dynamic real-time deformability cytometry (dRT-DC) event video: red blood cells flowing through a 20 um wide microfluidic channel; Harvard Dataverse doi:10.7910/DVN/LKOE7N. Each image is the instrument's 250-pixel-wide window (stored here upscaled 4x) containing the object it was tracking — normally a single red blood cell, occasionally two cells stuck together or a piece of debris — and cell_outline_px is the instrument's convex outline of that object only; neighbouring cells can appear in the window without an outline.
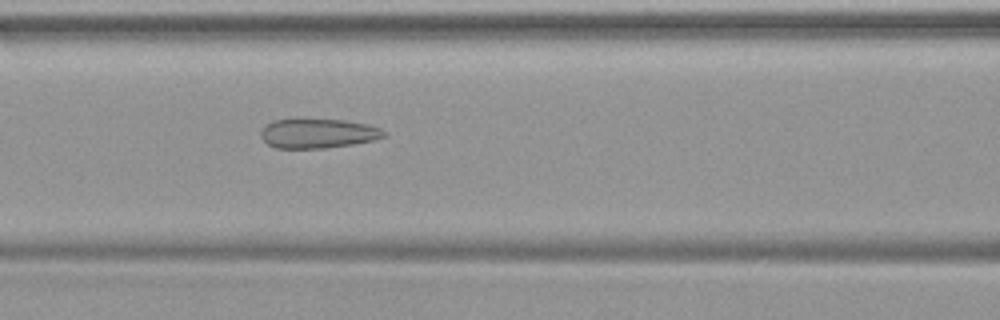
{"species": "common noctule bat (a hibernating species)", "species_latin": "Nyctalus noctula", "temperature_condition": "warm", "stored_images_in_passage": 48, "camera_frame_rate_fps": 3000, "um_per_image_px": 0.085, "animal": {"sex": "female", "body_mass_g": 19.9}, "frame": {"image": 1, "passage_image": 21, "time_ms": 6.667, "image_size_px": [1000, 320], "cell_outline_px": [[388, 136], [376, 140], [352, 144], [324, 148], [276, 148], [268, 144], [260, 136], [260, 132], [272, 120], [296, 116], [300, 116], [344, 120], [368, 124], [380, 128], [388, 132]], "centroid_in_image_um": [27.04, 11.29], "position_along_channel_um": 139.6, "area_um2": 22.14}}
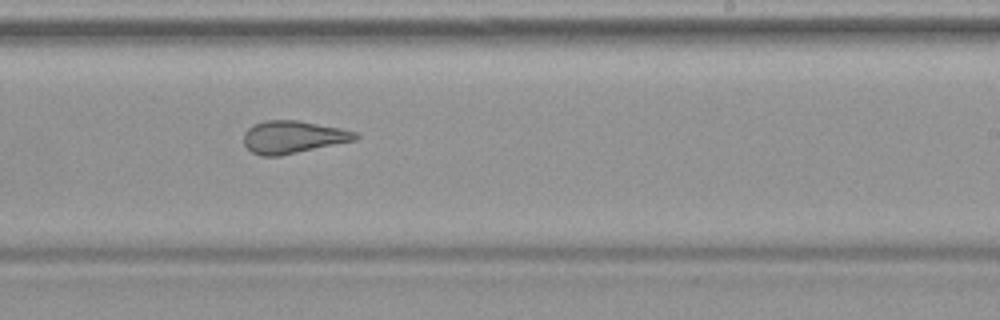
{"frame": {"image": 2, "passage_image": 30, "time_ms": 9.667, "image_size_px": [1000, 320], "cell_outline_px": [[360, 136], [356, 140], [280, 156], [260, 156], [252, 152], [244, 144], [244, 132], [252, 124], [264, 120], [296, 120], [340, 128], [356, 132]], "centroid_in_image_um": [24.88, 11.65], "position_along_channel_um": 264.1, "area_um2": 21.21}}
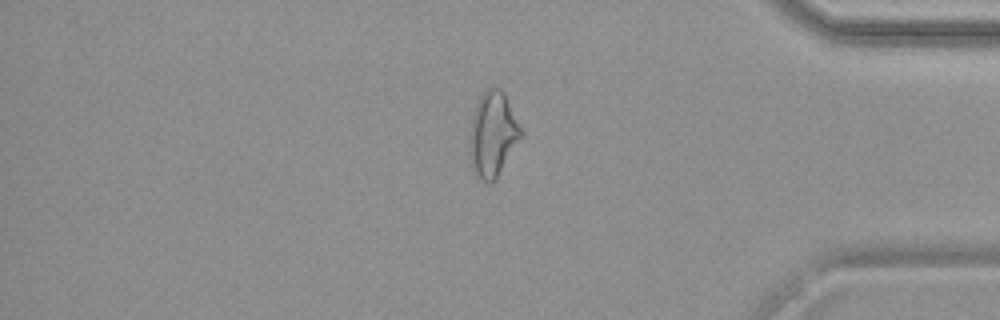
{"frame": {"image": 3, "passage_image": 41, "time_ms": 13.333, "image_size_px": [1000, 320], "cell_outline_px": [[520, 136], [496, 180], [492, 184], [488, 184], [476, 176], [472, 172], [468, 160], [468, 136], [472, 112], [476, 100], [492, 84], [500, 88], [504, 92], [520, 128]], "centroid_in_image_um": [41.78, 11.43], "position_along_channel_um": 393.4, "area_um2": 25.84}}